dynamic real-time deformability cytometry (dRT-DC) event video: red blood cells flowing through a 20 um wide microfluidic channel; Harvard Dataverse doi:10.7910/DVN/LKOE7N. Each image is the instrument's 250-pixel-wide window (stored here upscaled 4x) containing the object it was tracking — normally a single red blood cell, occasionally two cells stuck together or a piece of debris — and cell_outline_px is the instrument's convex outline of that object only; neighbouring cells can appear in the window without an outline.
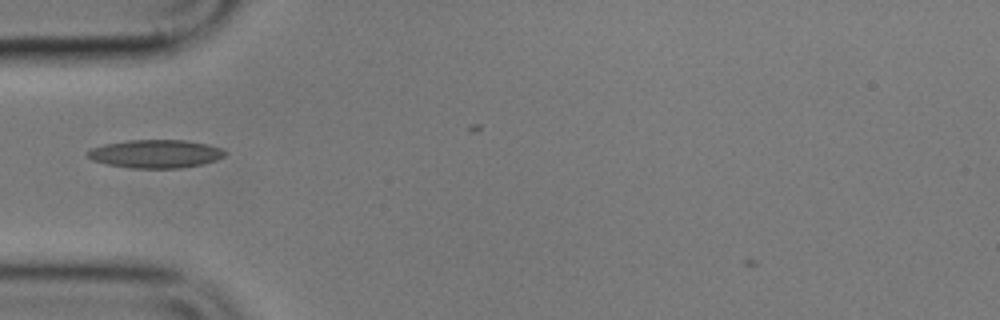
{"species": "common noctule bat (a hibernating species)", "species_latin": "Nyctalus noctula", "temperature_condition": "cold", "stored_images_in_passage": 4, "camera_frame_rate_fps": 3000, "um_per_image_px": 0.085, "animal": {"sex": "male", "body_mass_g": 17.9}, "frame": {"image": 1, "passage_image": 2, "time_ms": 1.333, "image_size_px": [1000, 320], "cell_outline_px": [[228, 152], [224, 156], [216, 160], [200, 164], [180, 168], [132, 168], [108, 164], [92, 160], [84, 152], [92, 148], [104, 144], [128, 140], [184, 140], [208, 144], [224, 148]], "centroid_in_image_um": [13.24, 13.06], "position_along_channel_um": 71.8, "area_um2": 22.66}}
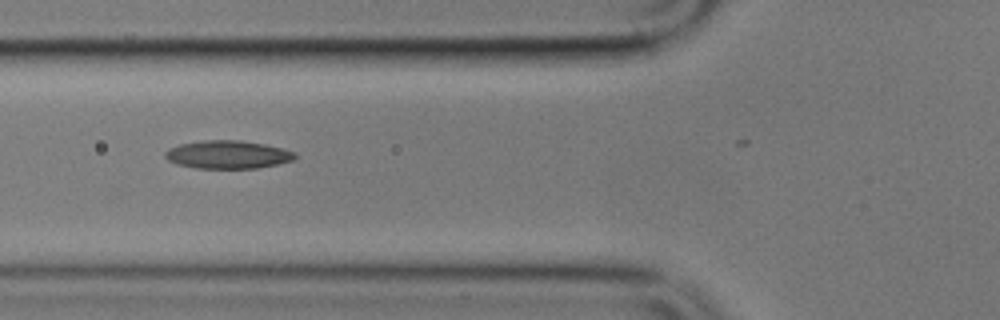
{"frame": {"image": 2, "passage_image": 3, "time_ms": 2.333, "image_size_px": [1000, 320], "cell_outline_px": [[296, 156], [292, 160], [276, 164], [256, 168], [196, 168], [176, 164], [168, 160], [164, 156], [164, 152], [168, 148], [180, 144], [204, 140], [240, 140], [264, 144], [284, 148], [296, 152]], "centroid_in_image_um": [19.34, 13.13], "position_along_channel_um": 106.5, "area_um2": 21.27}}